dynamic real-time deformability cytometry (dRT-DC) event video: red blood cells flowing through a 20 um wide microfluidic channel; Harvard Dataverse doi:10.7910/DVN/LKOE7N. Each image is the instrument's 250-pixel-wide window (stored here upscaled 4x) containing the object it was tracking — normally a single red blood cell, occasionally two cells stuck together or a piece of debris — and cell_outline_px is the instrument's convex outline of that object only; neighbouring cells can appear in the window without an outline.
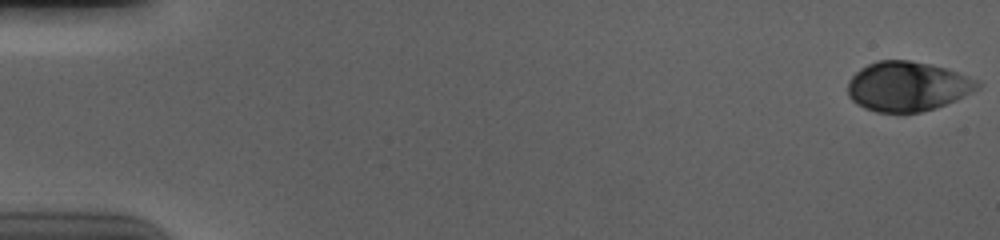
{"species": "human", "species_latin": "Homo sapiens", "temperature_condition": "cold", "stored_images_in_passage": 57, "camera_frame_rate_fps": 3000, "um_per_image_px": 0.085, "donor": {"sex": "male"}, "frame": {"image": 1, "passage_image": 1, "time_ms": 0.0, "image_size_px": [1000, 240], "cell_outline_px": [[984, 84], [980, 88], [956, 100], [936, 108], [920, 112], [876, 112], [864, 108], [856, 104], [848, 96], [848, 80], [860, 68], [876, 60], [908, 60], [928, 64], [944, 68], [980, 80]], "centroid_in_image_um": [77.14, 7.34], "position_along_channel_um": 7.9, "area_um2": 37.69}}
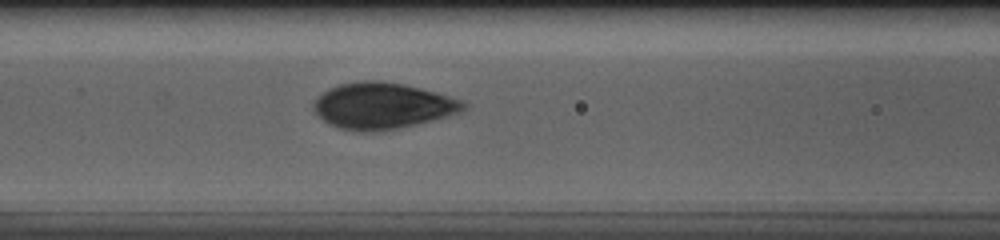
{"frame": {"image": 2, "passage_image": 25, "time_ms": 8.0, "image_size_px": [1000, 240], "cell_outline_px": [[468, 108], [460, 112], [448, 116], [416, 124], [380, 132], [352, 132], [328, 124], [312, 108], [312, 100], [316, 96], [328, 88], [340, 84], [360, 80], [380, 80], [404, 84], [420, 88], [464, 100], [468, 104]], "centroid_in_image_um": [32.49, 8.99], "position_along_channel_um": 134.1, "area_um2": 40.92}}
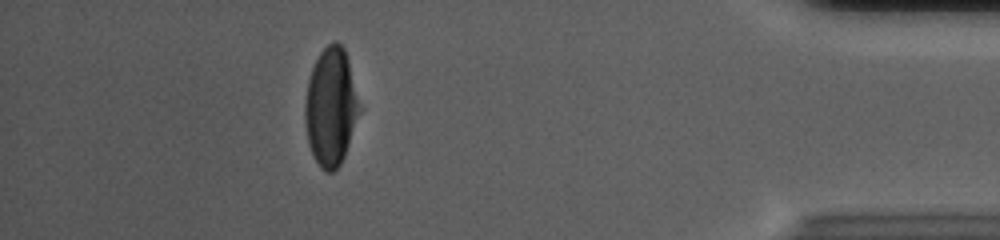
{"frame": {"image": 3, "passage_image": 51, "time_ms": 16.667, "image_size_px": [1000, 240], "cell_outline_px": [[364, 108], [344, 156], [340, 164], [332, 172], [324, 172], [320, 168], [308, 144], [304, 120], [304, 104], [308, 80], [312, 68], [320, 52], [332, 40], [336, 40], [344, 48]], "centroid_in_image_um": [28.17, 9.08], "position_along_channel_um": 407.0, "area_um2": 38.38}, "authors_computed_cell_mechanics": {"area_um2": 38.5526, "velocity_mm_per_s": 3.6842, "shape_relaxation_time_tau1_ms": 3.8153, "shape_relaxation_time_tau2_ms": null, "deformation_change_tau1": 0.1533, "deformation_change_tau2": null}}